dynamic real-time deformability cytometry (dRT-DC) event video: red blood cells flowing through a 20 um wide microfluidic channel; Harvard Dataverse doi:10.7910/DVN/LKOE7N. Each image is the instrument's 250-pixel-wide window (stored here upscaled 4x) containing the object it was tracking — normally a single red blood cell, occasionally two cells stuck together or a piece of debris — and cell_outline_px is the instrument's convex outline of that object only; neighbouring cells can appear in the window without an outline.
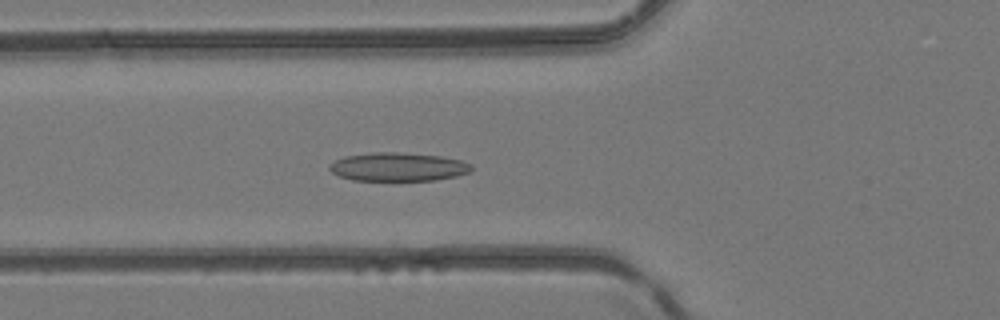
{"species": "common noctule bat (a hibernating species)", "species_latin": "Nyctalus noctula", "temperature_condition": "room temperature", "stored_images_in_passage": 49, "camera_frame_rate_fps": 3000, "um_per_image_px": 0.085, "animal": {"sex": "female", "body_mass_g": 24.6, "forearm_length_mm": 56.2}, "frame": {"image": 1, "passage_image": 19, "time_ms": 6.0, "image_size_px": [1000, 320], "cell_outline_px": [[472, 172], [456, 176], [436, 180], [352, 180], [340, 176], [332, 172], [328, 168], [328, 164], [344, 156], [372, 152], [396, 152], [440, 156], [460, 160], [472, 164]], "centroid_in_image_um": [33.84, 14.18], "position_along_channel_um": 92.0, "area_um2": 23.64}}
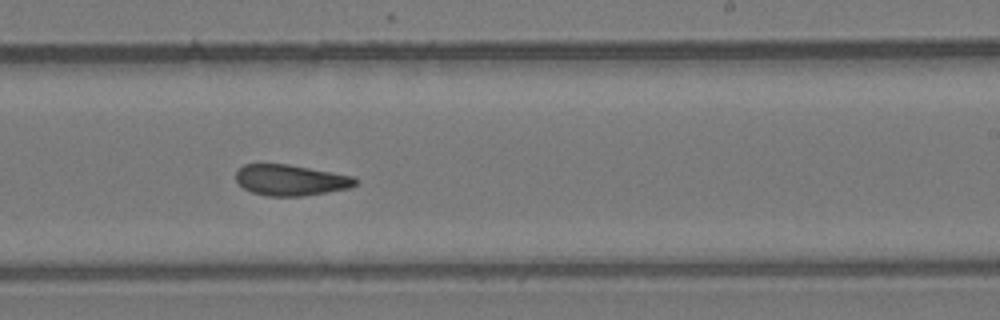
{"frame": {"image": 2, "passage_image": 31, "time_ms": 10.0, "image_size_px": [1000, 320], "cell_outline_px": [[360, 180], [356, 184], [348, 188], [304, 196], [268, 196], [252, 192], [244, 188], [236, 180], [236, 172], [244, 164], [288, 164], [332, 172], [352, 176]], "centroid_in_image_um": [24.71, 15.31], "position_along_channel_um": 264.3, "area_um2": 21.39}}
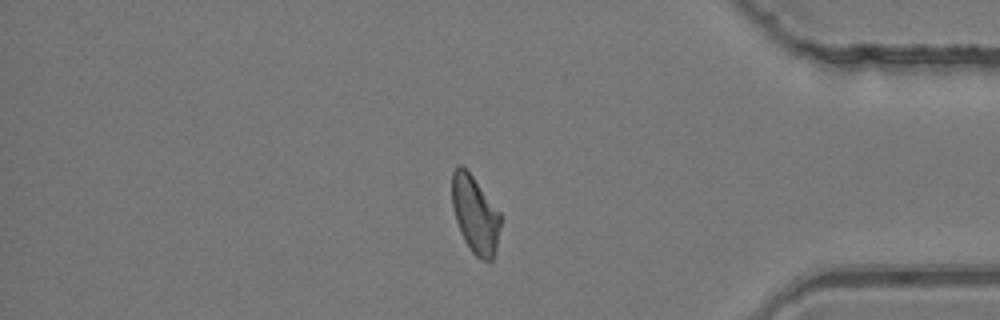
{"frame": {"image": 3, "passage_image": 42, "time_ms": 13.667, "image_size_px": [1000, 320], "cell_outline_px": [[500, 224], [496, 248], [492, 260], [484, 260], [476, 256], [472, 252], [464, 240], [460, 232], [452, 208], [452, 172], [456, 164], [460, 164], [472, 176], [500, 212]], "centroid_in_image_um": [40.36, 18.22], "position_along_channel_um": 394.8, "area_um2": 21.62}}